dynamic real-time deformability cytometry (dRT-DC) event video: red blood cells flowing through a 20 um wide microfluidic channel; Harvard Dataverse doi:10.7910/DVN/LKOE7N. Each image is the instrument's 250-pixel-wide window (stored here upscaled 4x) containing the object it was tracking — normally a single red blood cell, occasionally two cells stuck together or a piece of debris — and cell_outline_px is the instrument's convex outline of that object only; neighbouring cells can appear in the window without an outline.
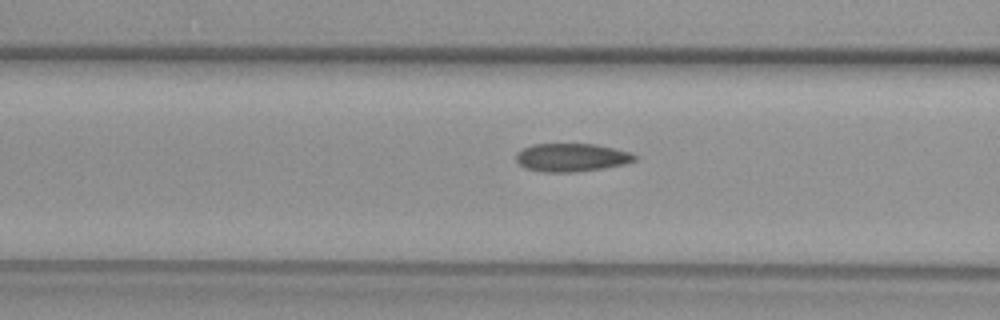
{"species": "common noctule bat (a hibernating species)", "species_latin": "Nyctalus noctula", "temperature_condition": "warm", "stored_images_in_passage": 24, "camera_frame_rate_fps": 3000, "um_per_image_px": 0.085, "animal": {"sex": "female", "body_mass_g": 29.2, "forearm_length_mm": 56.3}, "frame": {"image": 1, "passage_image": 4, "time_ms": 1.0, "image_size_px": [1000, 320], "cell_outline_px": [[636, 160], [624, 164], [604, 168], [572, 172], [544, 172], [524, 168], [516, 160], [516, 152], [532, 144], [596, 144], [632, 152], [636, 156]], "centroid_in_image_um": [48.58, 13.38], "position_along_channel_um": 118.0, "area_um2": 19.54}}